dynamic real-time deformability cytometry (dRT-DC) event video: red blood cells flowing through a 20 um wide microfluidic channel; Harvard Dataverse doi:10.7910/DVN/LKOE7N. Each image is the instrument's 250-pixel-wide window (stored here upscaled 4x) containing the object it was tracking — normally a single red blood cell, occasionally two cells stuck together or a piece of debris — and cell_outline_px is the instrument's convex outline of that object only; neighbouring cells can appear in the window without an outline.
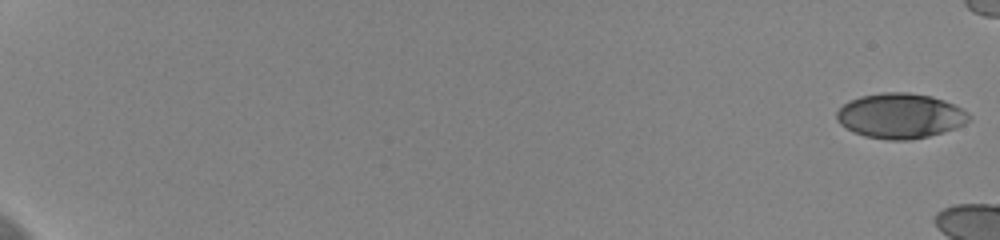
{"species": "human", "species_latin": "Homo sapiens", "temperature_condition": "cold", "stored_images_in_passage": 11, "camera_frame_rate_fps": 3000, "um_per_image_px": 0.085, "donor": {"sex": "female"}, "frame": {"image": 1, "passage_image": 1, "time_ms": 0.0, "image_size_px": [1000, 240], "cell_outline_px": [[972, 120], [956, 128], [944, 132], [928, 136], [908, 140], [888, 140], [864, 136], [840, 124], [836, 120], [836, 112], [848, 100], [860, 96], [884, 92], [908, 92], [932, 96], [944, 100], [968, 112], [972, 116]], "centroid_in_image_um": [76.54, 9.84], "position_along_channel_um": 8.5, "area_um2": 34.85}}